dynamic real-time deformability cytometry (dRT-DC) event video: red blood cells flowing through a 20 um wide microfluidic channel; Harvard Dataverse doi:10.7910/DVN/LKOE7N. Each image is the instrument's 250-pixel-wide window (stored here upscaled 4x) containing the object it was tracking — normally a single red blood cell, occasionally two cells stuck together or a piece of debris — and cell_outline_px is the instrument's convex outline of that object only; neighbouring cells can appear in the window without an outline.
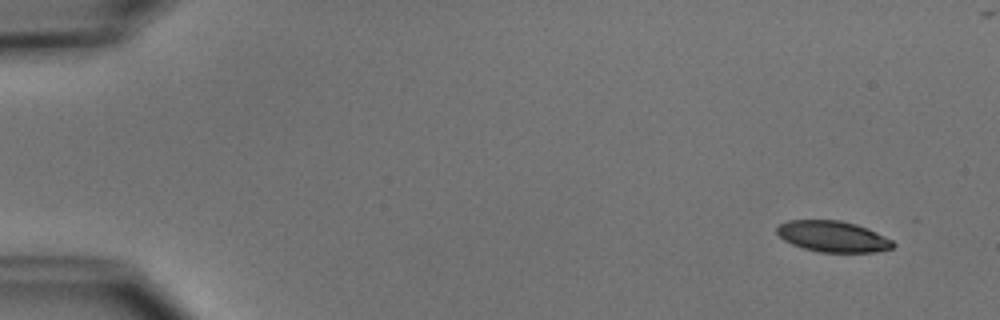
{"species": "common noctule bat (a hibernating species)", "species_latin": "Nyctalus noctula", "temperature_condition": "cold", "stored_images_in_passage": 6, "camera_frame_rate_fps": 3000, "um_per_image_px": 0.085, "animal": {"sex": "male", "body_mass_g": 15.6}, "frame": {"image": 1, "passage_image": 1, "time_ms": 0.0, "image_size_px": [1000, 320], "cell_outline_px": [[896, 244], [892, 248], [876, 252], [820, 252], [804, 248], [792, 244], [784, 240], [776, 232], [776, 228], [780, 224], [788, 220], [840, 220], [856, 224], [868, 228], [892, 240]], "centroid_in_image_um": [70.8, 20.1], "position_along_channel_um": 14.2, "area_um2": 20.98}}
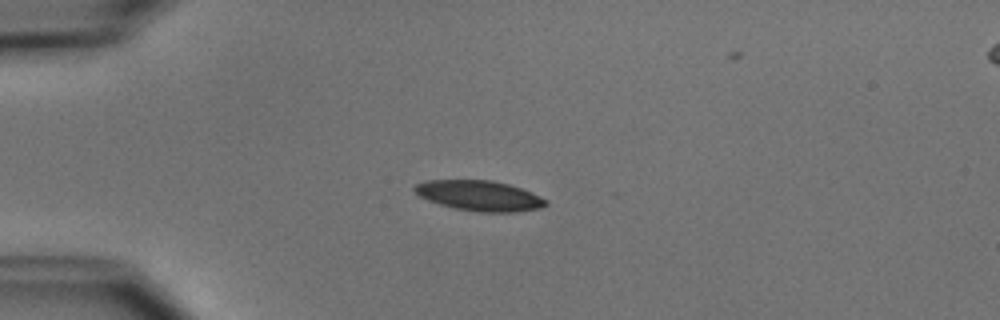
{"frame": {"image": 2, "passage_image": 4, "time_ms": 3.333, "image_size_px": [1000, 320], "cell_outline_px": [[548, 204], [540, 208], [516, 212], [480, 212], [452, 208], [428, 200], [420, 196], [412, 188], [416, 184], [428, 180], [492, 180], [508, 184], [532, 192], [548, 200]], "centroid_in_image_um": [40.77, 16.63], "position_along_channel_um": 44.2, "area_um2": 23.18}}